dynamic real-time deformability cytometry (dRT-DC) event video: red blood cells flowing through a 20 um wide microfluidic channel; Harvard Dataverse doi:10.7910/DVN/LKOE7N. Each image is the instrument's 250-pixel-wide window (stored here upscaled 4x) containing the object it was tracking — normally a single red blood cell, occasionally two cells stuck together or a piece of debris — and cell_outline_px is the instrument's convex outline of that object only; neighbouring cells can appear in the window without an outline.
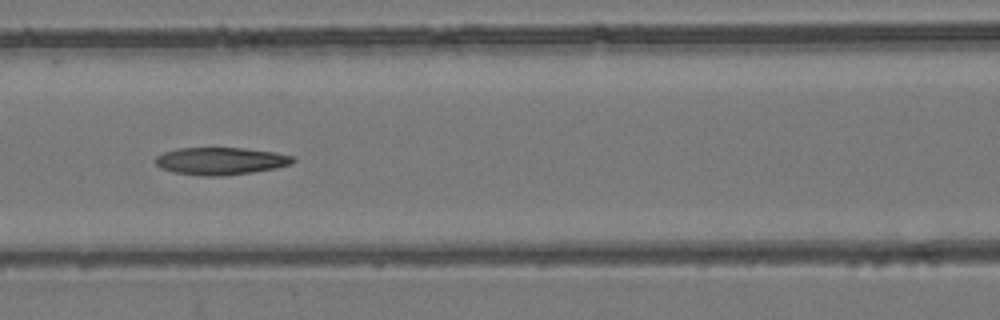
{"species": "common noctule bat (a hibernating species)", "species_latin": "Nyctalus noctula", "temperature_condition": "room temperature", "stored_images_in_passage": 7, "camera_frame_rate_fps": 3000, "um_per_image_px": 0.085, "animal": {"sex": "female", "body_mass_g": 24.6, "forearm_length_mm": 56.2}, "frame": {"image": 1, "passage_image": 7, "time_ms": 2.0, "image_size_px": [1000, 320], "cell_outline_px": [[296, 160], [292, 164], [276, 168], [252, 172], [224, 176], [200, 176], [172, 172], [160, 168], [156, 164], [156, 156], [164, 152], [176, 148], [244, 148], [272, 152], [292, 156]], "centroid_in_image_um": [18.73, 13.69], "position_along_channel_um": 147.9, "area_um2": 22.02}}